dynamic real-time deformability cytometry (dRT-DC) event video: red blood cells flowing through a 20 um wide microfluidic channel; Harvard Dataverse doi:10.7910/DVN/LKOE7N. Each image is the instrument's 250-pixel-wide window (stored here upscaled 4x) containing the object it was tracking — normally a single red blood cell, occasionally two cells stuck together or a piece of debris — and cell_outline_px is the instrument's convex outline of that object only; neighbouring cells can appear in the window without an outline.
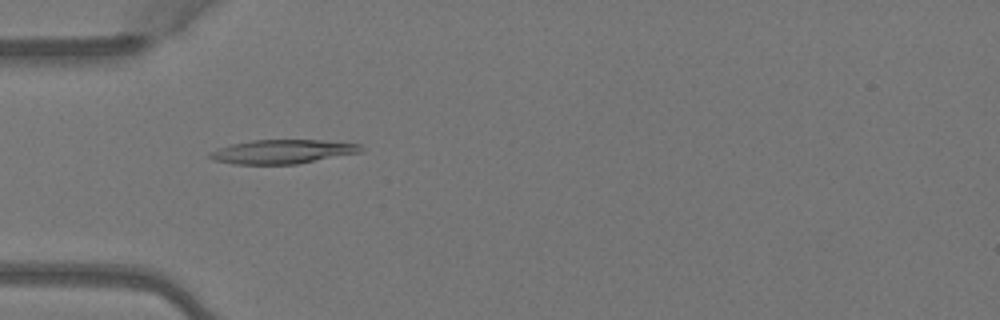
{"species": "Egyptian fruit bat (a non-hibernating species)", "species_latin": "Rousettus aegyptiacus", "temperature_condition": "warm", "stored_images_in_passage": 5, "camera_frame_rate_fps": 3000, "um_per_image_px": 0.085, "animal": {"sex": "female"}, "frame": {"image": 1, "passage_image": 4, "time_ms": 1.0, "image_size_px": [1000, 320], "cell_outline_px": [[364, 148], [360, 152], [296, 164], [236, 164], [216, 160], [208, 156], [208, 152], [232, 144], [252, 140], [324, 140], [360, 144]], "centroid_in_image_um": [24.02, 12.88], "position_along_channel_um": 61.0, "area_um2": 20.87}}
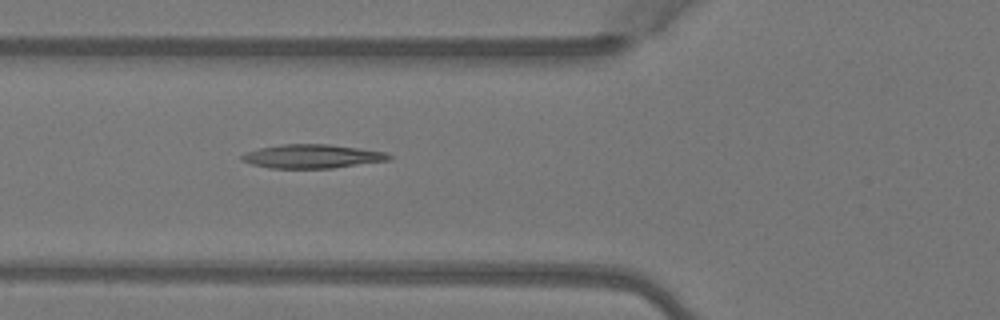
{"frame": {"image": 2, "passage_image": 5, "time_ms": 1.333, "image_size_px": [1000, 320], "cell_outline_px": [[392, 156], [388, 160], [332, 168], [268, 168], [252, 164], [240, 160], [240, 156], [244, 152], [260, 148], [284, 144], [328, 144], [388, 152]], "centroid_in_image_um": [26.5, 13.28], "position_along_channel_um": 99.3, "area_um2": 20.35}}